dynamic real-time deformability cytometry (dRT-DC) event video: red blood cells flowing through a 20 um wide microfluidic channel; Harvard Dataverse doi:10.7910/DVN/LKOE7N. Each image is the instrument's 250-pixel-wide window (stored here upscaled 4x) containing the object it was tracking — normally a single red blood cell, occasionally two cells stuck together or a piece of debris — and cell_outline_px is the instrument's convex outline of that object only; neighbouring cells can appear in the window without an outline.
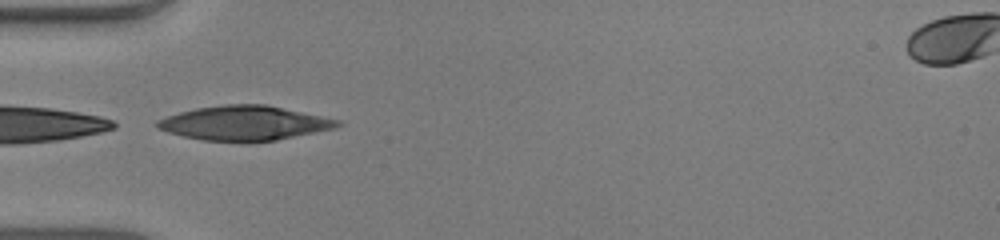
{"species": "human", "species_latin": "Homo sapiens", "temperature_condition": "warm", "stored_images_in_passage": 32, "camera_frame_rate_fps": 3000, "um_per_image_px": 0.085, "donor": {"sex": "male"}, "frame": {"image": 1, "passage_image": 1, "time_ms": 0.0, "image_size_px": [1000, 240], "cell_outline_px": [[344, 124], [336, 128], [276, 140], [204, 140], [184, 136], [168, 132], [156, 128], [156, 120], [164, 116], [196, 108], [224, 104], [264, 104], [340, 120]], "centroid_in_image_um": [20.76, 10.44], "position_along_channel_um": 64.2, "area_um2": 35.66}}
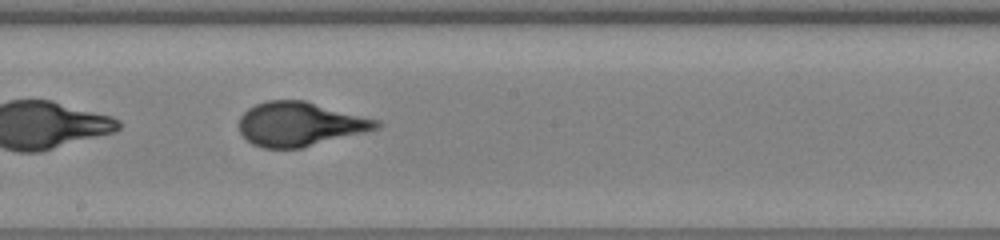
{"frame": {"image": 2, "passage_image": 13, "time_ms": 4.0, "image_size_px": [1000, 240], "cell_outline_px": [[384, 124], [380, 128], [300, 148], [264, 148], [252, 144], [240, 132], [240, 116], [248, 108], [256, 104], [268, 100], [304, 100], [380, 120]], "centroid_in_image_um": [25.51, 10.54], "position_along_channel_um": 222.7, "area_um2": 35.14}}
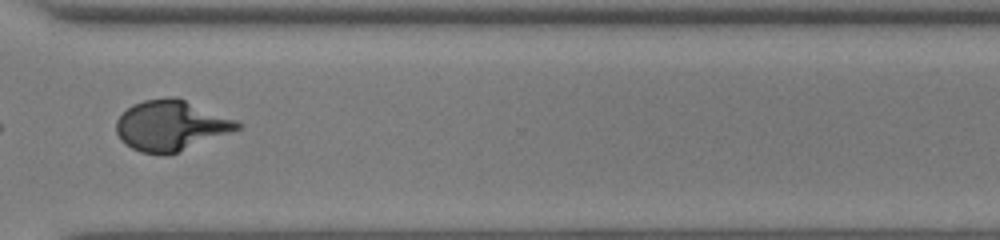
{"frame": {"image": 3, "passage_image": 23, "time_ms": 7.333, "image_size_px": [1000, 240], "cell_outline_px": [[244, 124], [240, 128], [168, 156], [164, 156], [140, 152], [124, 144], [120, 140], [116, 132], [116, 120], [132, 104], [144, 100], [164, 96], [176, 96], [236, 120]], "centroid_in_image_um": [14.49, 10.67], "position_along_channel_um": 356.1, "area_um2": 35.72}, "authors_computed_cell_mechanics": {"area_um2": 35.3158, "velocity_mm_per_s": 4.0024, "shape_relaxation_time_tau1_ms": 5.0303, "shape_relaxation_time_tau2_ms": null, "deformation_change_tau1": 0.278, "deformation_change_tau2": null}}